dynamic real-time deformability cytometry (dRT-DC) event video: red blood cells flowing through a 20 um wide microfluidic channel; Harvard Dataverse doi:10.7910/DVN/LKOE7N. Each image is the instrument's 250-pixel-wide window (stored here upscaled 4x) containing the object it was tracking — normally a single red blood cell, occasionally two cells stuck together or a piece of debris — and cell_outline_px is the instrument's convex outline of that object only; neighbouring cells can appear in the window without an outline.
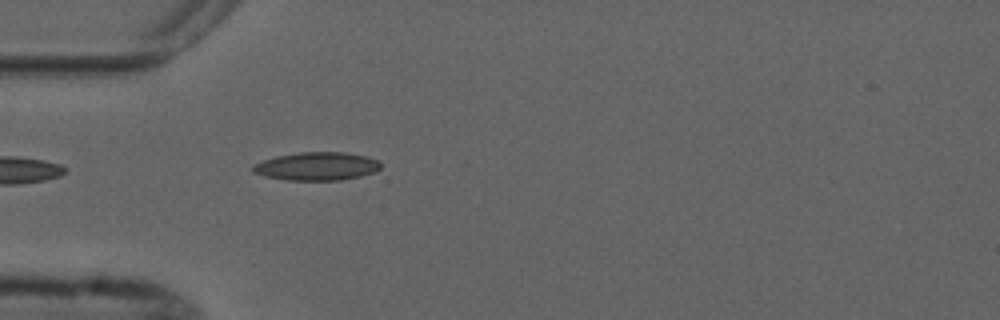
{"species": "common noctule bat (a hibernating species)", "species_latin": "Nyctalus noctula", "temperature_condition": "cold", "stored_images_in_passage": 5, "camera_frame_rate_fps": 3000, "um_per_image_px": 0.085, "animal": {"sex": "male", "forearm_length_mm": 52.5}, "frame": {"image": 1, "passage_image": 5, "time_ms": 4.667, "image_size_px": [1000, 320], "cell_outline_px": [[380, 168], [376, 172], [360, 176], [340, 180], [288, 180], [264, 176], [252, 172], [252, 168], [256, 164], [264, 160], [276, 156], [300, 152], [344, 152], [368, 156], [380, 160]], "centroid_in_image_um": [26.97, 14.13], "position_along_channel_um": 58.0, "area_um2": 21.04}}